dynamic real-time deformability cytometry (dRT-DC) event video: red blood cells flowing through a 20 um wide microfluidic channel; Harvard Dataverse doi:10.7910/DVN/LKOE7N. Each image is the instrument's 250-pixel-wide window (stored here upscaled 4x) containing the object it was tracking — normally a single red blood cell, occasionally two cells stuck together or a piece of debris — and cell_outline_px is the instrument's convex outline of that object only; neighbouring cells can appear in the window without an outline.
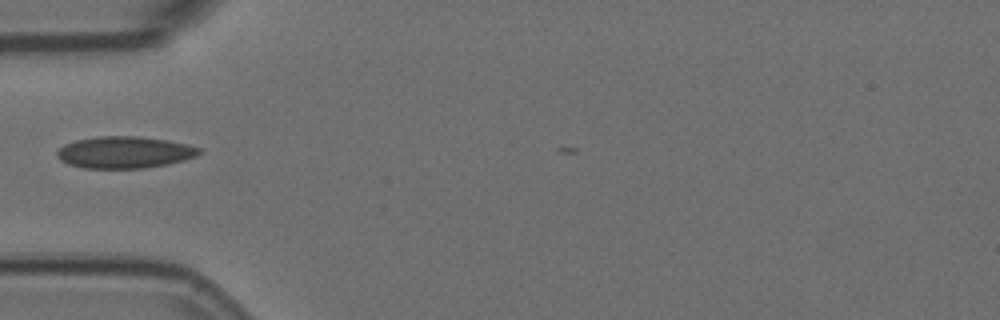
{"species": "Egyptian fruit bat (a non-hibernating species)", "species_latin": "Rousettus aegyptiacus", "temperature_condition": "room temperature", "stored_images_in_passage": 1, "camera_frame_rate_fps": 3000, "um_per_image_px": 0.085, "animal": {"sex": "female"}, "frame": {"image": 1, "passage_image": 1, "time_ms": 0.0, "image_size_px": [1000, 320], "cell_outline_px": [[200, 152], [196, 156], [184, 160], [144, 168], [84, 168], [68, 164], [60, 160], [56, 156], [56, 152], [64, 144], [76, 140], [96, 136], [140, 136], [168, 140], [188, 144], [200, 148]], "centroid_in_image_um": [10.56, 12.94], "position_along_channel_um": 74.4, "area_um2": 26.36}}